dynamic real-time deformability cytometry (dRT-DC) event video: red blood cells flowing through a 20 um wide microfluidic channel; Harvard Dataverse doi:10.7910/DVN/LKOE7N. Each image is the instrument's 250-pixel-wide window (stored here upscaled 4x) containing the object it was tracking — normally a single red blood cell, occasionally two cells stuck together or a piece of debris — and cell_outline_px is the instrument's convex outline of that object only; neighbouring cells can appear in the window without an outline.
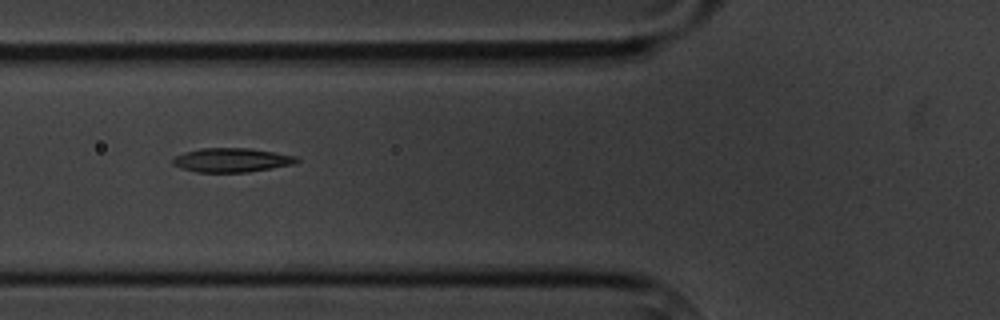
{"species": "common noctule bat (a hibernating species)", "species_latin": "Nyctalus noctula", "temperature_condition": "cold", "stored_images_in_passage": 7, "camera_frame_rate_fps": 3000, "um_per_image_px": 0.085, "animal": {"sex": "male", "body_mass_g": 20.1, "forearm_length_mm": 53.5}, "frame": {"image": 1, "passage_image": 6, "time_ms": 6.667, "image_size_px": [1000, 320], "cell_outline_px": [[300, 160], [292, 164], [272, 168], [248, 172], [196, 172], [180, 168], [172, 164], [172, 160], [176, 156], [184, 152], [200, 148], [248, 148], [296, 156]], "centroid_in_image_um": [19.65, 13.61], "position_along_channel_um": 106.2, "area_um2": 17.28}}
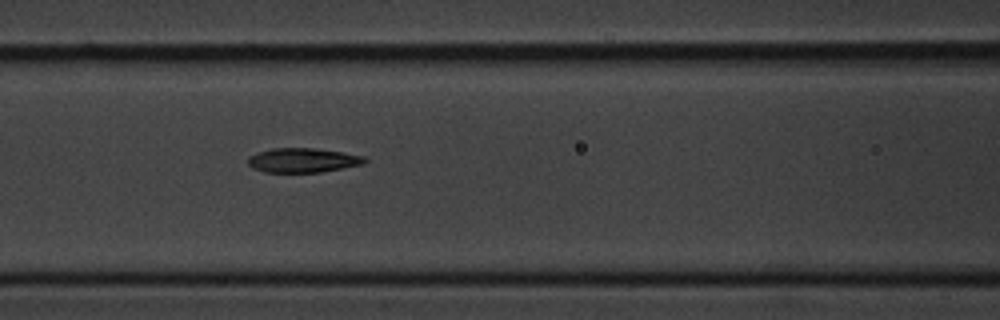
{"frame": {"image": 2, "passage_image": 7, "time_ms": 7.667, "image_size_px": [1000, 320], "cell_outline_px": [[368, 160], [364, 164], [320, 172], [264, 172], [252, 168], [248, 164], [248, 156], [272, 148], [316, 148], [364, 156]], "centroid_in_image_um": [25.74, 13.62], "position_along_channel_um": 140.9, "area_um2": 16.53}}